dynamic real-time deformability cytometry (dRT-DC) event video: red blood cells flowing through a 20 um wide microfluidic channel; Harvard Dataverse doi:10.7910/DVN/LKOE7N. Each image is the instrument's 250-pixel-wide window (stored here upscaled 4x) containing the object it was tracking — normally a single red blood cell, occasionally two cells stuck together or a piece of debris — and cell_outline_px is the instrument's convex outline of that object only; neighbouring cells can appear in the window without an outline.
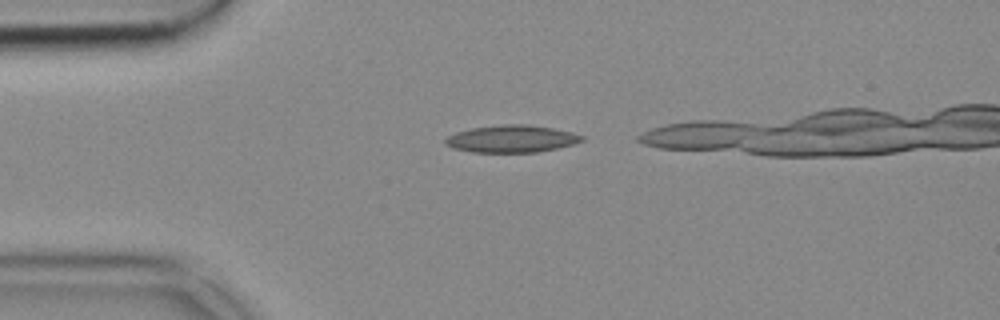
{"species": "common noctule bat (a hibernating species)", "species_latin": "Nyctalus noctula", "temperature_condition": "cold", "stored_images_in_passage": 13, "camera_frame_rate_fps": 3000, "um_per_image_px": 0.085, "animal": {"sex": "female", "body_mass_g": 18.4}, "frame": {"image": 1, "passage_image": 3, "time_ms": 0.667, "image_size_px": [1000, 320], "cell_outline_px": [[584, 140], [572, 144], [556, 148], [536, 152], [472, 152], [452, 148], [444, 144], [444, 140], [448, 136], [456, 132], [472, 128], [500, 124], [528, 124], [552, 128], [572, 132], [584, 136]], "centroid_in_image_um": [43.46, 11.79], "position_along_channel_um": 41.5, "area_um2": 21.68}}